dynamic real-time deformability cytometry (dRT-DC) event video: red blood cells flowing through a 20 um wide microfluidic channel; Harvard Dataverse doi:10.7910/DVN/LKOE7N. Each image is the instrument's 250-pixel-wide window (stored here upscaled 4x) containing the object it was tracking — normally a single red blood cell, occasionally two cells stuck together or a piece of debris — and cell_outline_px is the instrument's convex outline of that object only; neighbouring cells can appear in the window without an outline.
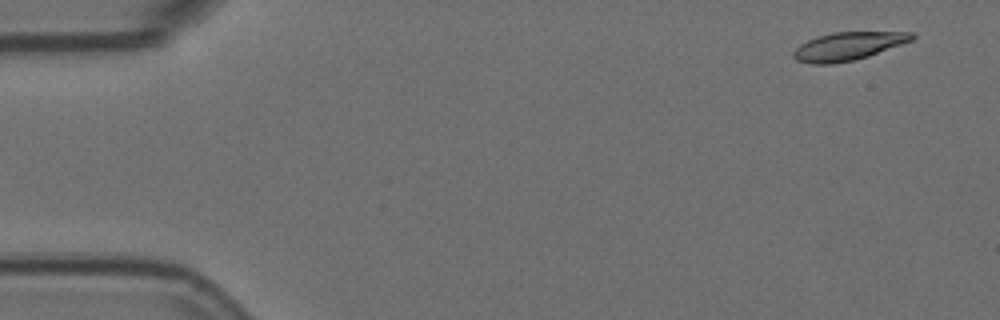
{"species": "Egyptian fruit bat (a non-hibernating species)", "species_latin": "Rousettus aegyptiacus", "temperature_condition": "room temperature", "stored_images_in_passage": 4, "camera_frame_rate_fps": 3000, "um_per_image_px": 0.085, "animal": {"sex": "female"}, "frame": {"image": 1, "passage_image": 1, "time_ms": 0.0, "image_size_px": [1000, 320], "cell_outline_px": [[916, 36], [912, 40], [868, 56], [852, 60], [832, 64], [812, 64], [796, 60], [792, 56], [792, 52], [800, 44], [808, 40], [832, 32], [912, 32]], "centroid_in_image_um": [72.06, 3.93], "position_along_channel_um": 12.9, "area_um2": 19.19}}